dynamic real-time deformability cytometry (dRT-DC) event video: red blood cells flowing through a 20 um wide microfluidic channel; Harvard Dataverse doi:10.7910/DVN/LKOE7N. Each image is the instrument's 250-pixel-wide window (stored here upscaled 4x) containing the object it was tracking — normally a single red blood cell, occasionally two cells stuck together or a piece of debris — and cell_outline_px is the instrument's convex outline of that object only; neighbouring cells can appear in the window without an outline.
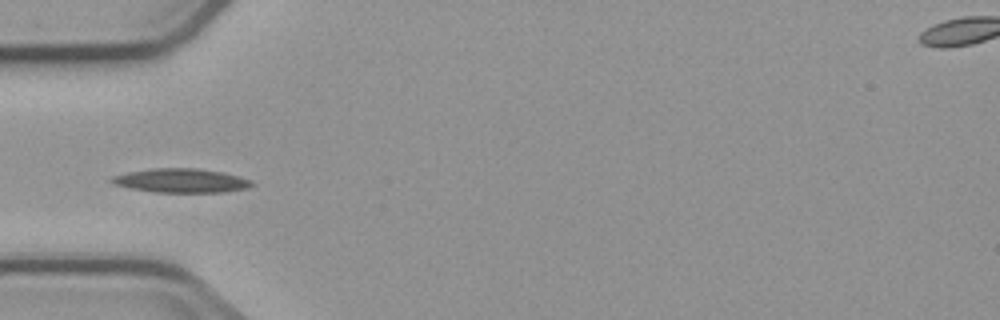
{"species": "common noctule bat (a hibernating species)", "species_latin": "Nyctalus noctula", "temperature_condition": "cold", "stored_images_in_passage": 2, "camera_frame_rate_fps": 3000, "um_per_image_px": 0.085, "animal": {"sex": "male", "body_mass_g": 23.1, "forearm_length_mm": 52.7}, "frame": {"image": 1, "passage_image": 1, "time_ms": 0.0, "image_size_px": [1000, 320], "cell_outline_px": [[256, 184], [248, 188], [224, 192], [152, 192], [128, 188], [112, 184], [108, 180], [112, 176], [128, 172], [152, 168], [196, 168], [224, 172], [252, 180]], "centroid_in_image_um": [15.38, 15.35], "position_along_channel_um": 69.6, "area_um2": 19.88}}
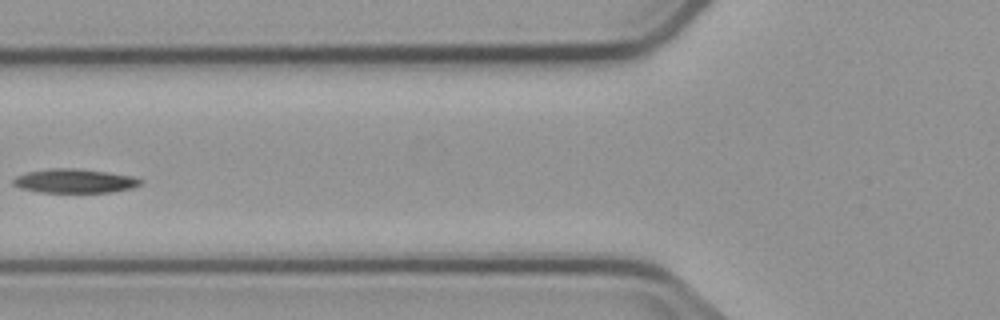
{"frame": {"image": 2, "passage_image": 2, "time_ms": 1.333, "image_size_px": [1000, 320], "cell_outline_px": [[144, 180], [140, 184], [132, 188], [112, 192], [40, 192], [20, 188], [12, 184], [12, 180], [16, 176], [28, 172], [52, 168], [72, 168], [104, 172], [132, 176]], "centroid_in_image_um": [6.32, 15.39], "position_along_channel_um": 119.5, "area_um2": 17.63}}